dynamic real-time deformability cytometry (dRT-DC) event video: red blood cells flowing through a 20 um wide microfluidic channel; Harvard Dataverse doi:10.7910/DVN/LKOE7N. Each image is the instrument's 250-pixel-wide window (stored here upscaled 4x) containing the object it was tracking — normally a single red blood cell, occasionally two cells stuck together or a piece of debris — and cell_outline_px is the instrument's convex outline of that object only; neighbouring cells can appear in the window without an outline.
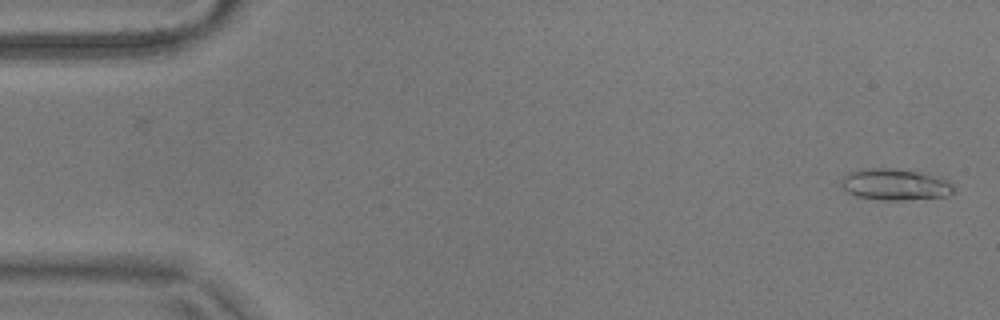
{"species": "common noctule bat (a hibernating species)", "species_latin": "Nyctalus noctula", "temperature_condition": "warm", "stored_images_in_passage": 15, "camera_frame_rate_fps": 3000, "um_per_image_px": 0.085, "animal": {"sex": "male", "body_mass_g": 17.9}, "frame": {"image": 1, "passage_image": 1, "time_ms": 0.0, "image_size_px": [1000, 320], "cell_outline_px": [[956, 192], [948, 196], [900, 200], [872, 200], [856, 196], [848, 192], [840, 184], [840, 180], [848, 172], [864, 168], [892, 168], [916, 172], [936, 176], [948, 180], [952, 184]], "centroid_in_image_um": [76.06, 15.69], "position_along_channel_um": 8.9, "area_um2": 20.75}}